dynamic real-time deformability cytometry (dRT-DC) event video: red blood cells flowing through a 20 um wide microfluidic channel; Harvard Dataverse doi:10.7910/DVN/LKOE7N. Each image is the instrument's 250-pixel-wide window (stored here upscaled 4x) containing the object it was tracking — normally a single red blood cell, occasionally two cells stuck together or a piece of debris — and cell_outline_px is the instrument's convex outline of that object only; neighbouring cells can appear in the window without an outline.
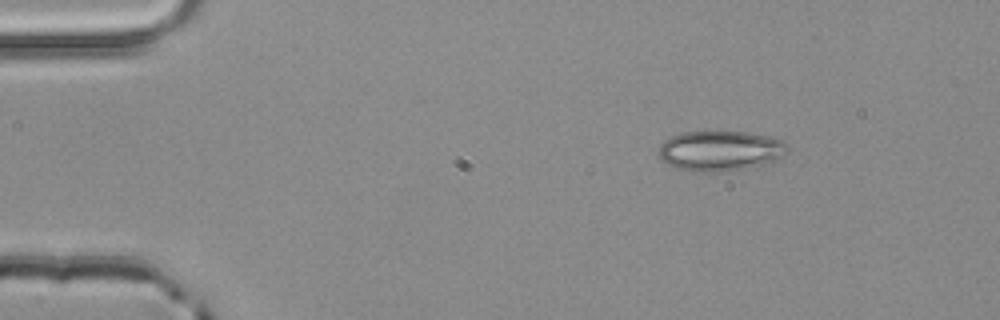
{"species": "common noctule bat (a hibernating species)", "species_latin": "Nyctalus noctula", "temperature_condition": "room temperature", "stored_images_in_passage": 3, "camera_frame_rate_fps": 3000, "um_per_image_px": 0.085, "animal": {"sex": "male", "body_mass_g": 20.4}, "frame": {"image": 1, "passage_image": 1, "time_ms": 0.0, "image_size_px": [1000, 320], "cell_outline_px": [[788, 152], [776, 160], [740, 168], [716, 172], [692, 172], [676, 168], [660, 160], [660, 144], [664, 140], [680, 132], [748, 132], [772, 136], [784, 140], [788, 144]], "centroid_in_image_um": [61.22, 12.8], "position_along_channel_um": 23.8, "area_um2": 30.11}}